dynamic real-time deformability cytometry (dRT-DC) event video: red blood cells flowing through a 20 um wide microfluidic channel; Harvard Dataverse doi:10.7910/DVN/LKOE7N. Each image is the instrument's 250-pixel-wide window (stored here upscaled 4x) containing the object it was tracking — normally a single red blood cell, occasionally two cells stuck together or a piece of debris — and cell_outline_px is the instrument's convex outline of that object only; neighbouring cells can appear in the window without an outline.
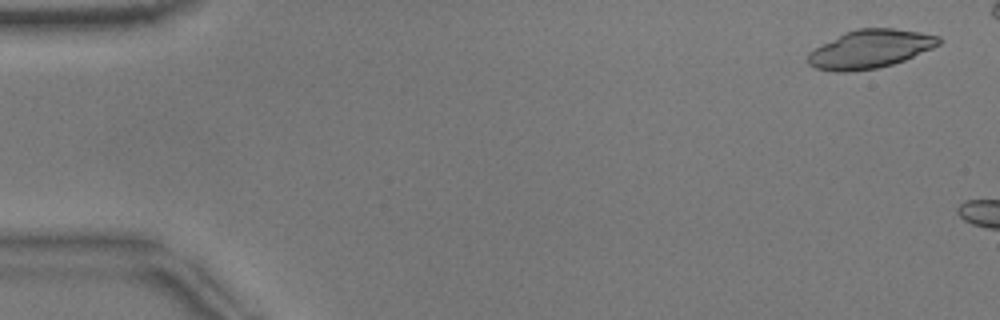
{"species": "common noctule bat (a hibernating species)", "species_latin": "Nyctalus noctula", "temperature_condition": "warm", "stored_images_in_passage": 6, "camera_frame_rate_fps": 3000, "um_per_image_px": 0.085, "animal": {"sex": "male", "body_mass_g": 17.9}, "frame": {"image": 1, "passage_image": 2, "time_ms": 0.333, "image_size_px": [1000, 320], "cell_outline_px": [[940, 44], [932, 48], [904, 60], [892, 64], [876, 68], [848, 72], [836, 72], [816, 68], [808, 64], [808, 52], [844, 32], [856, 28], [892, 28], [920, 32], [940, 36]], "centroid_in_image_um": [73.95, 4.16], "position_along_channel_um": 11.1, "area_um2": 29.13}}